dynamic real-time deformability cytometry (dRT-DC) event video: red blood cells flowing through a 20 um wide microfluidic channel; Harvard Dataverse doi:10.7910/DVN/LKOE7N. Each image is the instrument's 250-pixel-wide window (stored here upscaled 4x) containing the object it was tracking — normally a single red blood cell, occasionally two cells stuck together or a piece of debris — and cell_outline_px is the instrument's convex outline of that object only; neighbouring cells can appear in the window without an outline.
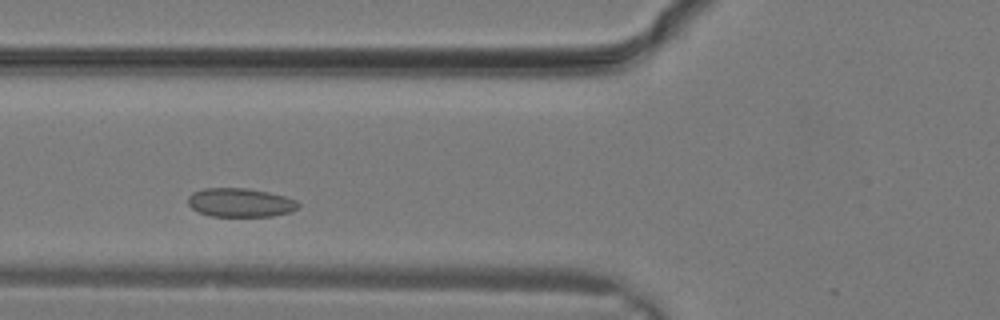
{"species": "common noctule bat (a hibernating species)", "species_latin": "Nyctalus noctula", "temperature_condition": "warm", "stored_images_in_passage": 14, "camera_frame_rate_fps": 3000, "um_per_image_px": 0.085, "animal": {"sex": "male", "body_mass_g": 19.2, "forearm_length_mm": 51.8}, "frame": {"image": 1, "passage_image": 5, "time_ms": 1.333, "image_size_px": [1000, 320], "cell_outline_px": [[300, 204], [296, 208], [288, 212], [272, 216], [212, 216], [200, 212], [192, 208], [188, 204], [188, 196], [192, 192], [204, 188], [244, 188], [268, 192], [284, 196], [296, 200]], "centroid_in_image_um": [20.39, 17.21], "position_along_channel_um": 105.4, "area_um2": 18.32}}
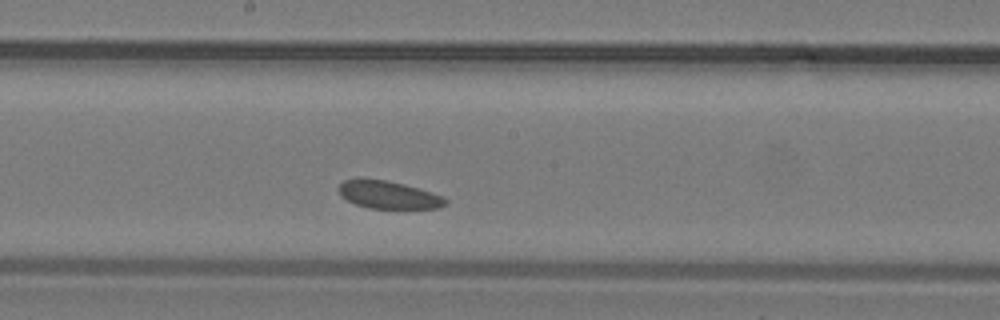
{"frame": {"image": 2, "passage_image": 10, "time_ms": 3.0, "image_size_px": [1000, 320], "cell_outline_px": [[448, 204], [440, 208], [368, 208], [356, 204], [340, 196], [340, 184], [344, 180], [360, 176], [388, 180], [404, 184], [444, 196], [448, 200]], "centroid_in_image_um": [33.01, 16.53], "position_along_channel_um": 215.2, "area_um2": 17.57}}
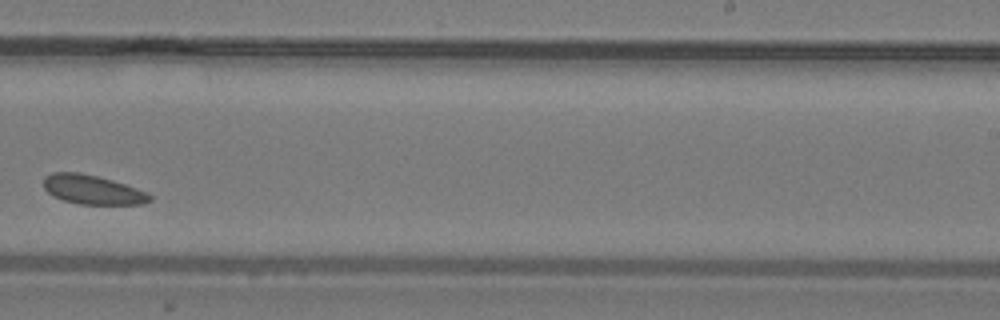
{"frame": {"image": 3, "passage_image": 13, "time_ms": 4.0, "image_size_px": [1000, 320], "cell_outline_px": [[152, 200], [144, 204], [76, 204], [52, 196], [44, 188], [44, 176], [52, 172], [76, 172], [96, 176], [112, 180], [148, 192], [152, 196]], "centroid_in_image_um": [7.86, 16.13], "position_along_channel_um": 281.1, "area_um2": 18.09}}